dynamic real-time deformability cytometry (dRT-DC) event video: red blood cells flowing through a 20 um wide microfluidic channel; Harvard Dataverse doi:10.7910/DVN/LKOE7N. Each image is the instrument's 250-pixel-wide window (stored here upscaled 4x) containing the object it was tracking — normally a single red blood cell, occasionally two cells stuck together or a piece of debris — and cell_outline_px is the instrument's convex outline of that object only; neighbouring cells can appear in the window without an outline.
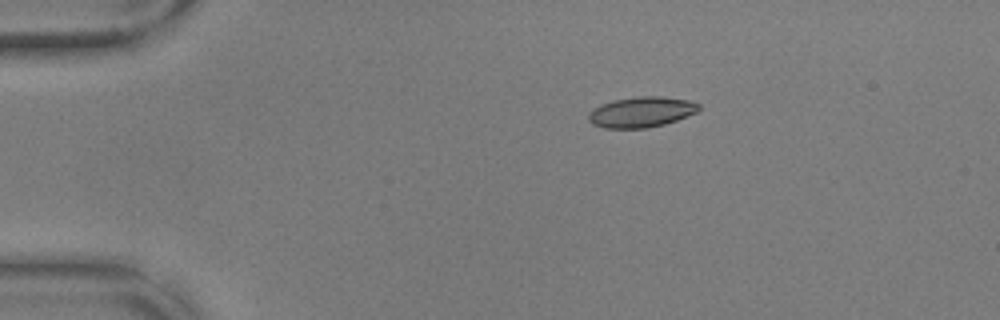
{"species": "common noctule bat (a hibernating species)", "species_latin": "Nyctalus noctula", "temperature_condition": "warm", "stored_images_in_passage": 46, "camera_frame_rate_fps": 3000, "um_per_image_px": 0.085, "animal": {"sex": "male", "body_mass_g": 17.9, "forearm_length_mm": 54.2}, "frame": {"image": 1, "passage_image": 1, "time_ms": 0.0, "image_size_px": [1000, 320], "cell_outline_px": [[700, 108], [696, 112], [676, 120], [664, 124], [648, 128], [604, 128], [592, 124], [588, 120], [588, 112], [592, 108], [600, 104], [616, 100], [636, 96], [660, 96], [688, 100], [700, 104]], "centroid_in_image_um": [54.48, 9.52], "position_along_channel_um": 30.5, "area_um2": 19.65}}
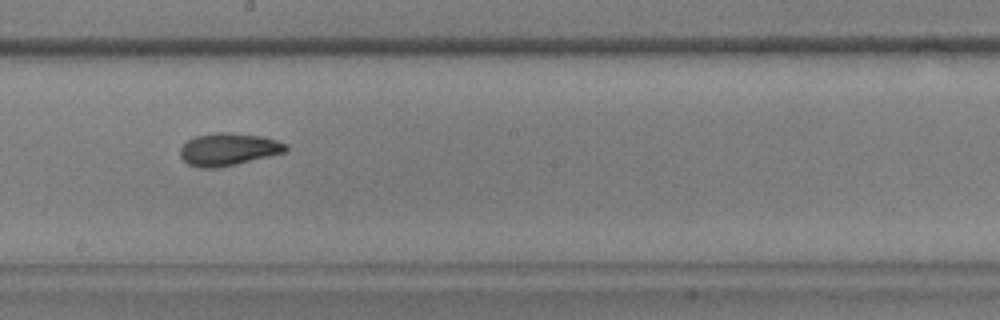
{"frame": {"image": 2, "passage_image": 22, "time_ms": 7.0, "image_size_px": [1000, 320], "cell_outline_px": [[288, 152], [236, 164], [216, 168], [200, 168], [188, 164], [180, 156], [180, 148], [188, 140], [196, 136], [216, 132], [228, 132], [260, 136], [276, 140], [288, 144]], "centroid_in_image_um": [19.44, 12.69], "position_along_channel_um": 228.8, "area_um2": 20.06}}
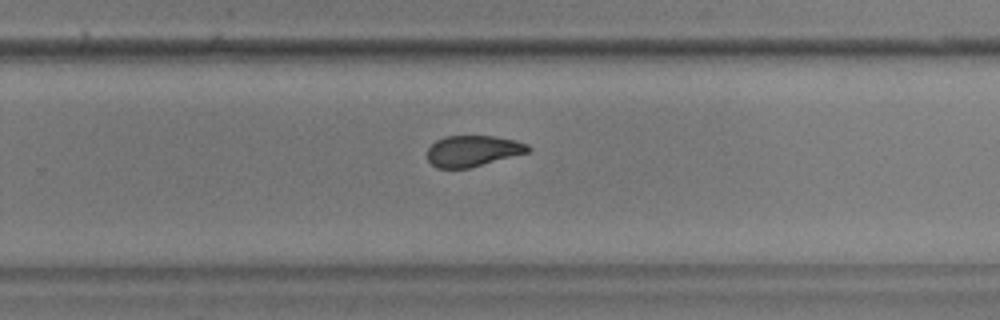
{"frame": {"image": 3, "passage_image": 27, "time_ms": 8.667, "image_size_px": [1000, 320], "cell_outline_px": [[532, 148], [528, 152], [468, 168], [436, 168], [428, 160], [428, 148], [436, 140], [444, 136], [496, 136], [516, 140], [528, 144]], "centroid_in_image_um": [40.19, 12.81], "position_along_channel_um": 289.6, "area_um2": 18.15}, "authors_computed_cell_mechanics": {"area_um2": 19.6231, "velocity_mm_per_s": 3.6709, "shape_relaxation_time_tau1_ms": 9.0749, "shape_relaxation_time_tau2_ms": 1.976, "deformation_change_tau1": 0.1935, "deformation_change_tau2": 0.0689}}